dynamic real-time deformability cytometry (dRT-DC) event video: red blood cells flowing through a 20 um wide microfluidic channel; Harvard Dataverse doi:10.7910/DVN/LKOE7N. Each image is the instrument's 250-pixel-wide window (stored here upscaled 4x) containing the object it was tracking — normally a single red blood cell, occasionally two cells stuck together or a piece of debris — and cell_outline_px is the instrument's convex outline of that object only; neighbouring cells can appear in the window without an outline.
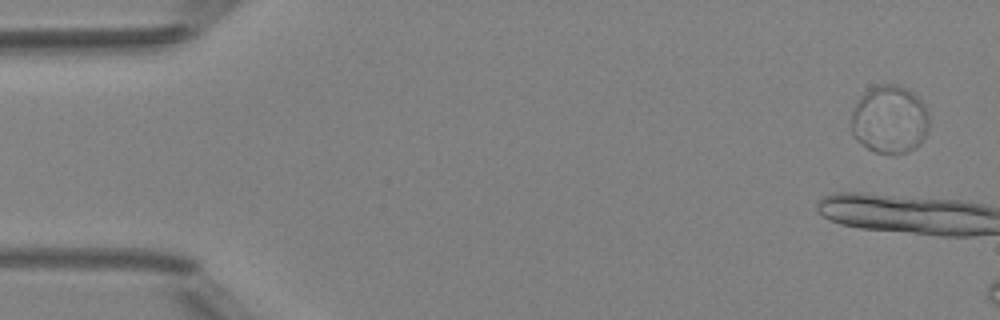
{"species": "Egyptian fruit bat (a non-hibernating species)", "species_latin": "Rousettus aegyptiacus", "temperature_condition": "room temperature", "stored_images_in_passage": 3, "camera_frame_rate_fps": 3000, "um_per_image_px": 0.085, "animal": {"sex": "female"}, "frame": {"image": 1, "passage_image": 1, "time_ms": 0.0, "image_size_px": [1000, 320], "cell_outline_px": [[928, 132], [920, 144], [916, 148], [908, 152], [888, 156], [876, 152], [868, 148], [856, 140], [852, 136], [852, 108], [860, 96], [864, 92], [876, 84], [896, 84], [912, 92], [924, 104], [928, 116]], "centroid_in_image_um": [75.61, 10.19], "position_along_channel_um": 9.4, "area_um2": 31.39}}